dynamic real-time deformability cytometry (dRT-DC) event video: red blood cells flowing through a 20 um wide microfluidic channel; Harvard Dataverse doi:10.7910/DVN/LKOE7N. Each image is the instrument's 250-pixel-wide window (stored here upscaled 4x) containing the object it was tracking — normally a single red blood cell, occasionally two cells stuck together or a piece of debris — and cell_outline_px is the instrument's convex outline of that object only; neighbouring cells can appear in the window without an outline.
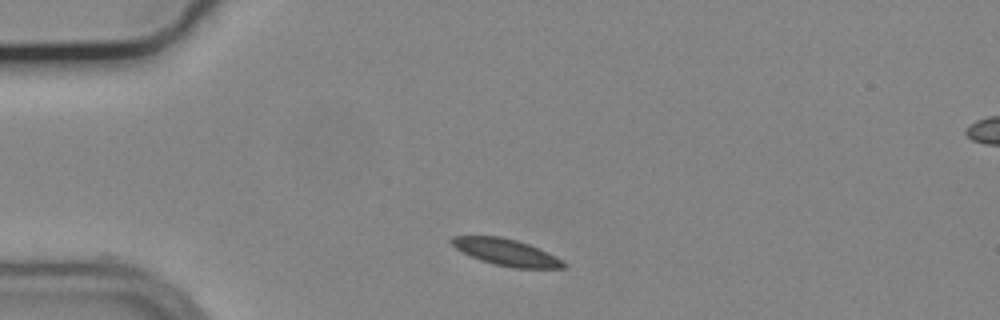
{"species": "common noctule bat (a hibernating species)", "species_latin": "Nyctalus noctula", "temperature_condition": "cold", "stored_images_in_passage": 6, "camera_frame_rate_fps": 3000, "um_per_image_px": 0.085, "animal": {"sex": "male", "body_mass_g": 19.2, "forearm_length_mm": 51.8}, "frame": {"image": 1, "passage_image": 1, "time_ms": 0.0, "image_size_px": [1000, 320], "cell_outline_px": [[568, 268], [512, 268], [480, 260], [456, 248], [448, 240], [452, 236], [500, 236], [516, 240], [528, 244], [548, 252], [564, 260], [568, 264]], "centroid_in_image_um": [43.09, 21.45], "position_along_channel_um": 41.9, "area_um2": 17.4}}